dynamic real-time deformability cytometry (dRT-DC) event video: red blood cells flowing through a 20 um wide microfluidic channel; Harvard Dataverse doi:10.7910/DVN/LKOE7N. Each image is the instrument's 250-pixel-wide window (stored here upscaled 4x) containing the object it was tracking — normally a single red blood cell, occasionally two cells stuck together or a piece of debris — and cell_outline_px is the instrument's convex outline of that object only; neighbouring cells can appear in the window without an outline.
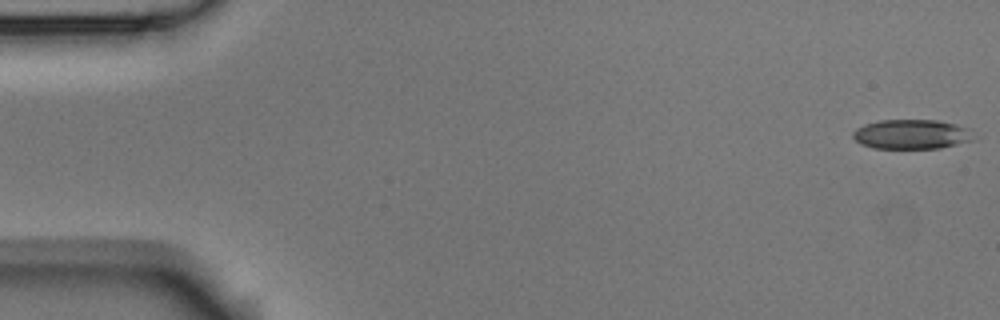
{"species": "Egyptian fruit bat (a non-hibernating species)", "species_latin": "Rousettus aegyptiacus", "temperature_condition": "room temperature", "stored_images_in_passage": 53, "camera_frame_rate_fps": 3000, "um_per_image_px": 0.085, "animal": {"sex": "male"}, "frame": {"image": 1, "passage_image": 1, "time_ms": 0.0, "image_size_px": [1000, 320], "cell_outline_px": [[980, 136], [976, 140], [940, 148], [872, 148], [860, 144], [852, 136], [852, 132], [856, 128], [864, 124], [880, 120], [936, 120], [956, 124], [972, 128]], "centroid_in_image_um": [77.59, 11.41], "position_along_channel_um": 7.4, "area_um2": 21.39}}
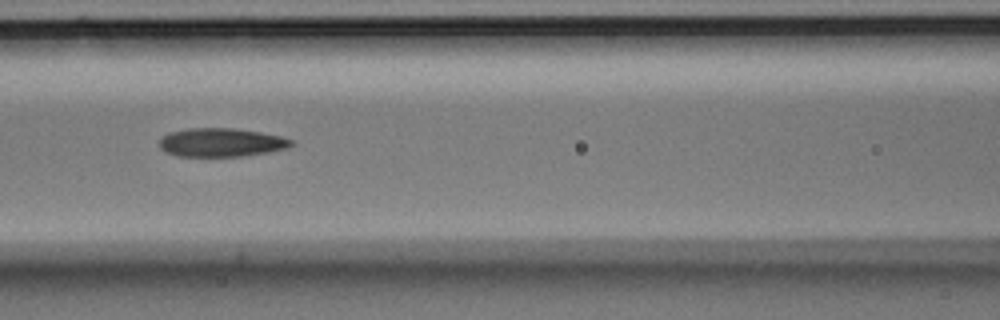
{"frame": {"image": 2, "passage_image": 23, "time_ms": 7.333, "image_size_px": [1000, 320], "cell_outline_px": [[296, 144], [288, 148], [268, 152], [240, 156], [176, 156], [164, 152], [160, 148], [160, 136], [168, 132], [188, 128], [232, 128], [260, 132], [280, 136], [292, 140]], "centroid_in_image_um": [18.77, 12.1], "position_along_channel_um": 147.8, "area_um2": 22.14}}
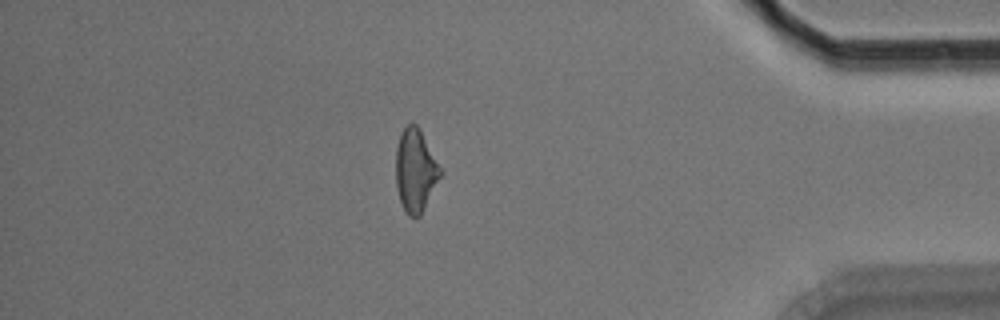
{"frame": {"image": 3, "passage_image": 46, "time_ms": 15.0, "image_size_px": [1000, 320], "cell_outline_px": [[440, 176], [420, 216], [408, 216], [400, 200], [396, 184], [396, 148], [400, 132], [408, 124], [416, 124], [420, 128], [440, 168]], "centroid_in_image_um": [35.28, 14.46], "position_along_channel_um": 399.9, "area_um2": 20.98}, "authors_computed_cell_mechanics": {"area_um2": 22.1374, "velocity_mm_per_s": 3.7736, "shape_relaxation_time_tau1_ms": 6.6833, "shape_relaxation_time_tau2_ms": 4.0716, "deformation_change_tau1": 0.1735, "deformation_change_tau2": 0.127}}